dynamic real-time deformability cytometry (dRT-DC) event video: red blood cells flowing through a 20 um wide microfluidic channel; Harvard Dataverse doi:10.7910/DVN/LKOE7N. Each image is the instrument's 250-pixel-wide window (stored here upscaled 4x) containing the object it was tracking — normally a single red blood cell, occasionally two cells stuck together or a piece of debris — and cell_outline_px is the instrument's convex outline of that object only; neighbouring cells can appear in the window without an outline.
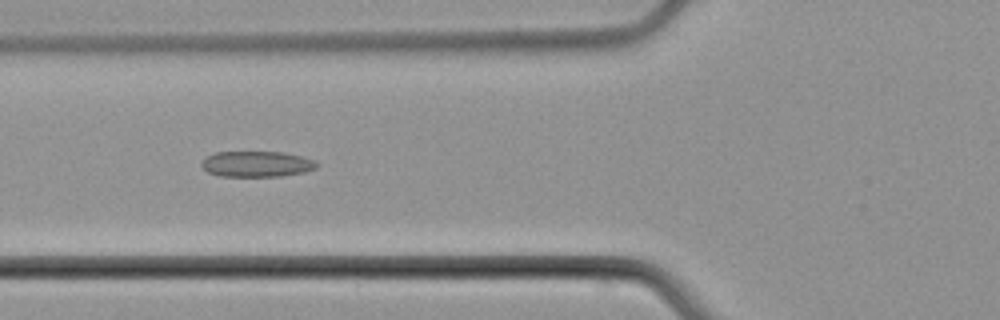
{"species": "common noctule bat (a hibernating species)", "species_latin": "Nyctalus noctula", "temperature_condition": "cold", "stored_images_in_passage": 5, "camera_frame_rate_fps": 3000, "um_per_image_px": 0.085, "animal": {"sex": "male", "body_mass_g": 21.5, "forearm_length_mm": 52.0}, "frame": {"image": 1, "passage_image": 4, "time_ms": 3.667, "image_size_px": [1000, 320], "cell_outline_px": [[320, 164], [316, 168], [304, 172], [280, 176], [220, 176], [208, 172], [200, 164], [208, 156], [216, 152], [284, 152], [316, 160]], "centroid_in_image_um": [21.86, 13.94], "position_along_channel_um": 103.9, "area_um2": 17.22}}
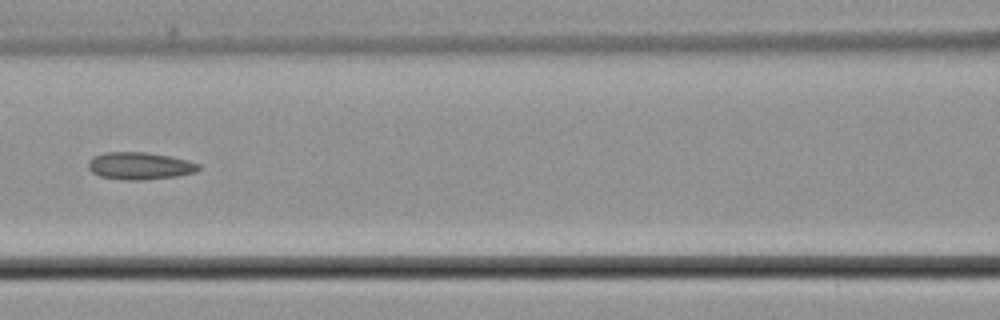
{"frame": {"image": 2, "passage_image": 5, "time_ms": 5.0, "image_size_px": [1000, 320], "cell_outline_px": [[200, 168], [196, 172], [176, 176], [144, 180], [124, 180], [100, 176], [92, 172], [88, 168], [88, 160], [92, 156], [104, 152], [148, 152], [188, 160], [200, 164]], "centroid_in_image_um": [11.86, 14.09], "position_along_channel_um": 154.7, "area_um2": 17.69}}